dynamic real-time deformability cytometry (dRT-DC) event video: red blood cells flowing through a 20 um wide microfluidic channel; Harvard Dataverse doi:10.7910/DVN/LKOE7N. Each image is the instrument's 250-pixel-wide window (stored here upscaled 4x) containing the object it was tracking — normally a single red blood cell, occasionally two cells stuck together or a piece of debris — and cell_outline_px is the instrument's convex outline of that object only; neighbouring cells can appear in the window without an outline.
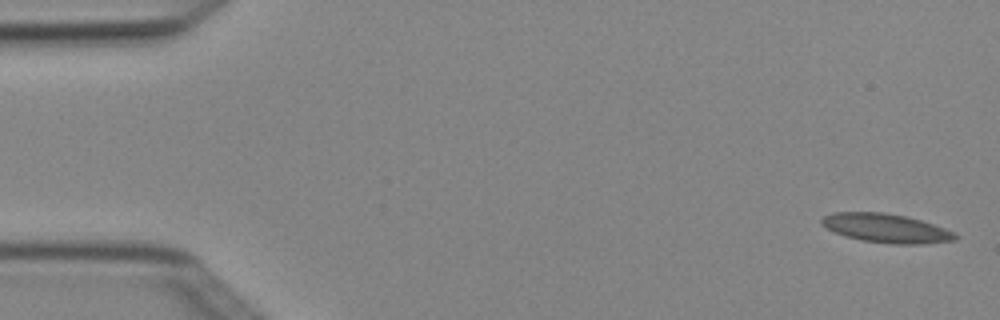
{"species": "Egyptian fruit bat (a non-hibernating species)", "species_latin": "Rousettus aegyptiacus", "temperature_condition": "cold", "stored_images_in_passage": 5, "camera_frame_rate_fps": 3000, "um_per_image_px": 0.085, "animal": {"sex": "female"}, "frame": {"image": 1, "passage_image": 1, "time_ms": 0.0, "image_size_px": [1000, 320], "cell_outline_px": [[960, 236], [956, 240], [920, 244], [892, 244], [860, 240], [844, 236], [820, 224], [820, 220], [824, 216], [832, 212], [884, 212], [904, 216], [920, 220], [944, 228]], "centroid_in_image_um": [75.3, 19.4], "position_along_channel_um": 9.7, "area_um2": 22.43}}
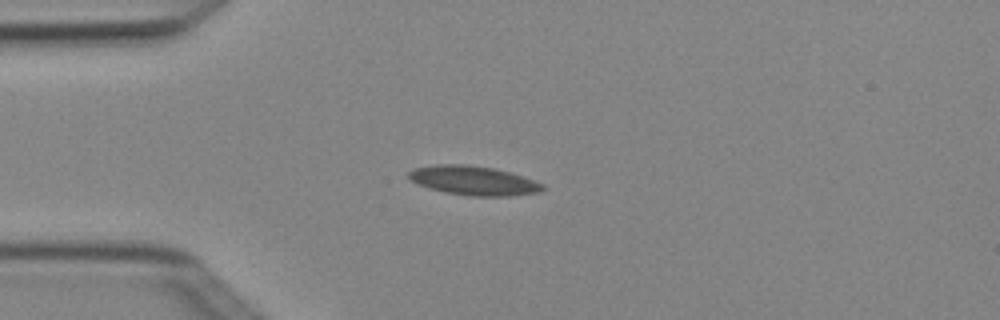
{"frame": {"image": 2, "passage_image": 4, "time_ms": 1.0, "image_size_px": [1000, 320], "cell_outline_px": [[544, 188], [540, 192], [508, 196], [468, 196], [444, 192], [428, 188], [408, 180], [408, 172], [412, 168], [436, 164], [464, 164], [492, 168], [508, 172], [544, 184]], "centroid_in_image_um": [40.17, 15.35], "position_along_channel_um": 44.8, "area_um2": 22.77}}